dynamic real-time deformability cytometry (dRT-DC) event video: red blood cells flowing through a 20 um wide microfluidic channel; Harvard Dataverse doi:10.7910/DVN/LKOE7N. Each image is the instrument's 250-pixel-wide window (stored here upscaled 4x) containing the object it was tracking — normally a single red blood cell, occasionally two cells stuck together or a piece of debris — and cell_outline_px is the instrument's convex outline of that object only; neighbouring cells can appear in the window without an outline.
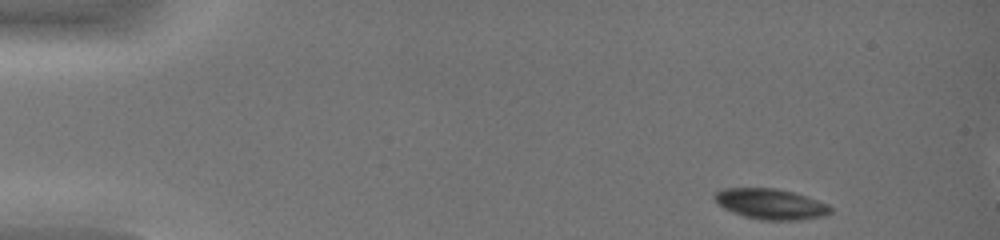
{"species": "common noctule bat (a hibernating species)", "species_latin": "Nyctalus noctula", "temperature_condition": "warm", "stored_images_in_passage": 41, "camera_frame_rate_fps": 3000, "um_per_image_px": 0.085, "animal": {"sex": "female", "body_mass_g": 19.0, "forearm_length_mm": 51.5}, "frame": {"image": 1, "passage_image": 1, "time_ms": 0.0, "image_size_px": [1000, 240], "cell_outline_px": [[832, 212], [828, 216], [800, 220], [760, 220], [744, 216], [732, 212], [724, 208], [712, 196], [716, 192], [724, 188], [776, 188], [808, 196], [828, 204], [832, 208]], "centroid_in_image_um": [65.56, 17.35], "position_along_channel_um": 19.4, "area_um2": 20.81}}
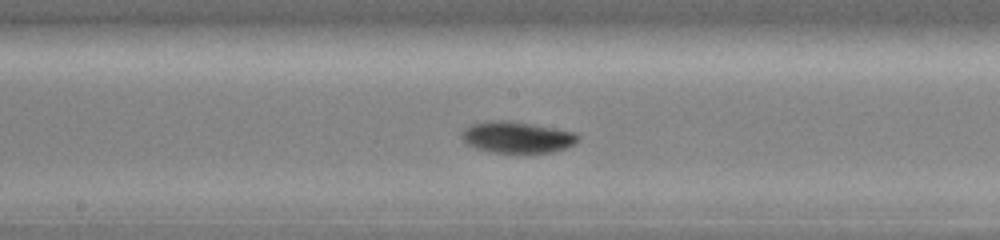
{"frame": {"image": 2, "passage_image": 22, "time_ms": 7.0, "image_size_px": [1000, 240], "cell_outline_px": [[580, 140], [564, 148], [552, 152], [516, 156], [492, 152], [476, 148], [464, 144], [460, 136], [460, 132], [464, 128], [472, 124], [492, 120], [508, 120], [556, 128], [576, 132], [580, 136]], "centroid_in_image_um": [43.92, 11.71], "position_along_channel_um": 204.3, "area_um2": 22.25}}
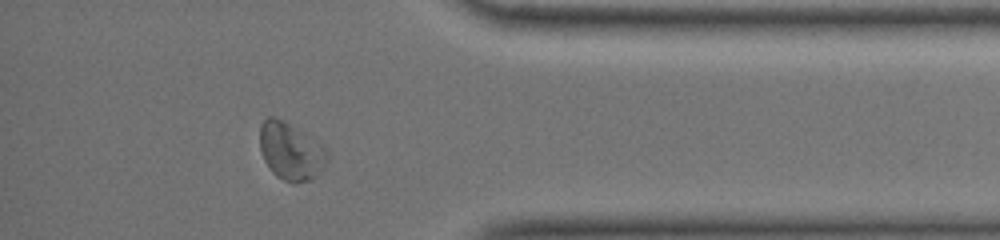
{"frame": {"image": 3, "passage_image": 37, "time_ms": 12.0, "image_size_px": [1000, 240], "cell_outline_px": [[328, 160], [316, 176], [312, 180], [296, 184], [292, 184], [276, 176], [272, 172], [264, 160], [260, 148], [260, 124], [268, 116], [272, 116], [284, 120], [324, 144], [328, 152]], "centroid_in_image_um": [24.74, 12.86], "position_along_channel_um": 410.5, "area_um2": 23.0}, "authors_computed_cell_mechanics": {"area_um2": 20.9814, "velocity_mm_per_s": 4.2914, "shape_relaxation_time_tau1_ms": 1.9346, "shape_relaxation_time_tau2_ms": null, "deformation_change_tau1": 0.0999, "deformation_change_tau2": null}}